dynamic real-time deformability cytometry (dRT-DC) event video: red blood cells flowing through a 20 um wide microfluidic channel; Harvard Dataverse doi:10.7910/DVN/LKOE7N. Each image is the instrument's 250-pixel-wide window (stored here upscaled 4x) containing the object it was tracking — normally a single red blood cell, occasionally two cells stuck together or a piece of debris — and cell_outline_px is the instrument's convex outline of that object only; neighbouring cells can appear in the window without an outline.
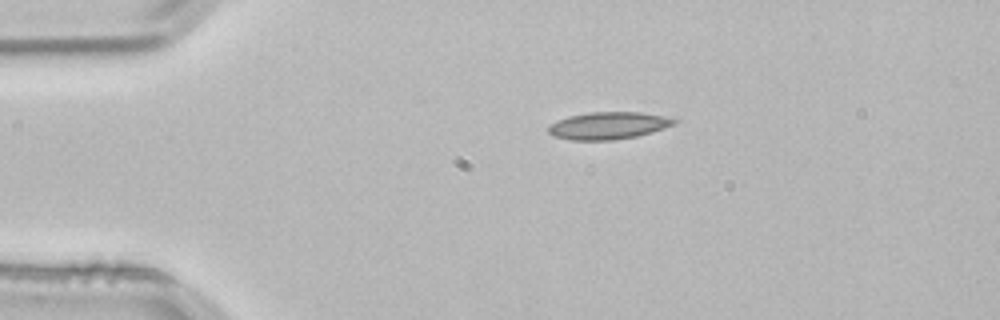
{"species": "common noctule bat (a hibernating species)", "species_latin": "Nyctalus noctula", "temperature_condition": "room temperature", "stored_images_in_passage": 3, "camera_frame_rate_fps": 3000, "um_per_image_px": 0.085, "animal": {"sex": "male", "body_mass_g": 21.5, "forearm_length_mm": 52.0}, "frame": {"image": 1, "passage_image": 3, "time_ms": 0.667, "image_size_px": [1000, 320], "cell_outline_px": [[676, 124], [652, 132], [636, 136], [612, 140], [568, 140], [552, 136], [548, 132], [548, 128], [552, 124], [568, 116], [588, 112], [640, 112], [664, 116], [676, 120]], "centroid_in_image_um": [51.69, 10.68], "position_along_channel_um": 33.3, "area_um2": 19.88}}